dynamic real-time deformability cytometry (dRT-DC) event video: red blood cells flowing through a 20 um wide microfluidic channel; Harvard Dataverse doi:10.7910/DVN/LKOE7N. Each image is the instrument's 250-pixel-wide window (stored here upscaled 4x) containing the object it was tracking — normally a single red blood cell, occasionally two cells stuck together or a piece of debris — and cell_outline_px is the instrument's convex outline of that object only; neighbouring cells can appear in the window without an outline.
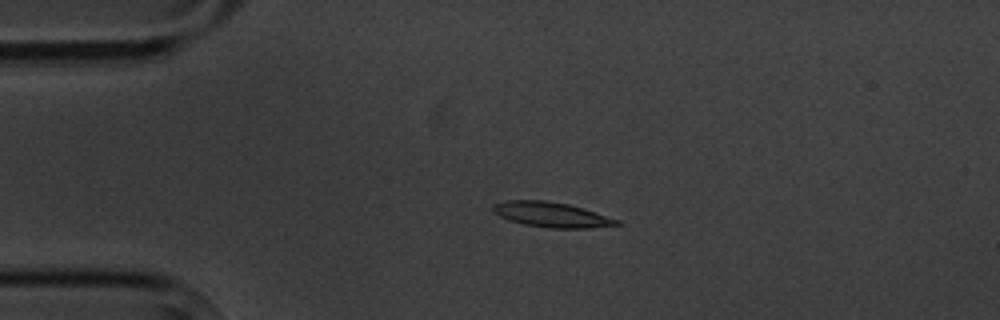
{"species": "common noctule bat (a hibernating species)", "species_latin": "Nyctalus noctula", "temperature_condition": "cold", "stored_images_in_passage": 4, "camera_frame_rate_fps": 3000, "um_per_image_px": 0.085, "animal": {"sex": "male", "body_mass_g": 20.1, "forearm_length_mm": 53.5}, "frame": {"image": 1, "passage_image": 3, "time_ms": 3.333, "image_size_px": [1000, 320], "cell_outline_px": [[624, 224], [588, 228], [548, 228], [524, 224], [508, 220], [500, 216], [492, 208], [492, 204], [508, 200], [544, 200], [568, 204], [620, 220]], "centroid_in_image_um": [46.88, 18.25], "position_along_channel_um": 38.1, "area_um2": 17.92}}